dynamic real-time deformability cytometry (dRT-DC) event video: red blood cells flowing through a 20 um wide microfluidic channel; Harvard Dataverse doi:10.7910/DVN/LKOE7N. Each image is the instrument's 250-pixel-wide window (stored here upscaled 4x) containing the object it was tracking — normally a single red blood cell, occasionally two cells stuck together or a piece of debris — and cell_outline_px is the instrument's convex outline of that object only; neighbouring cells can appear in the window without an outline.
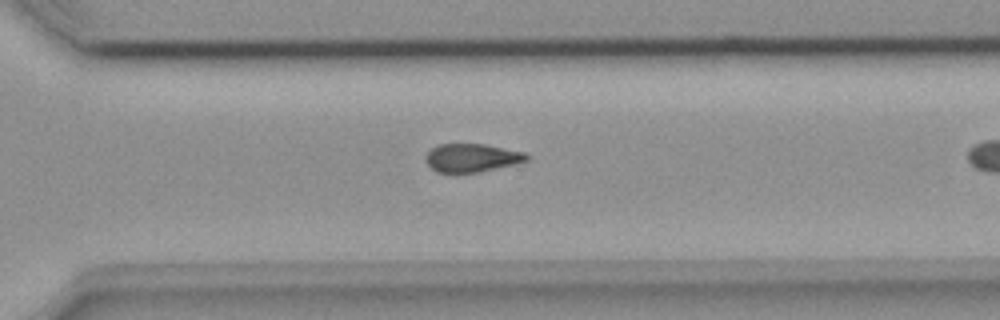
{"species": "common noctule bat (a hibernating species)", "species_latin": "Nyctalus noctula", "temperature_condition": "room temperature", "stored_images_in_passage": 30, "camera_frame_rate_fps": 3000, "um_per_image_px": 0.085, "animal": {"sex": "female", "body_mass_g": 18.4}, "frame": {"image": 1, "passage_image": 26, "time_ms": 8.333, "image_size_px": [1000, 320], "cell_outline_px": [[528, 160], [520, 164], [476, 172], [436, 172], [428, 164], [424, 156], [436, 144], [484, 144], [524, 152], [528, 156]], "centroid_in_image_um": [40.12, 13.41], "position_along_channel_um": 330.5, "area_um2": 16.65}}